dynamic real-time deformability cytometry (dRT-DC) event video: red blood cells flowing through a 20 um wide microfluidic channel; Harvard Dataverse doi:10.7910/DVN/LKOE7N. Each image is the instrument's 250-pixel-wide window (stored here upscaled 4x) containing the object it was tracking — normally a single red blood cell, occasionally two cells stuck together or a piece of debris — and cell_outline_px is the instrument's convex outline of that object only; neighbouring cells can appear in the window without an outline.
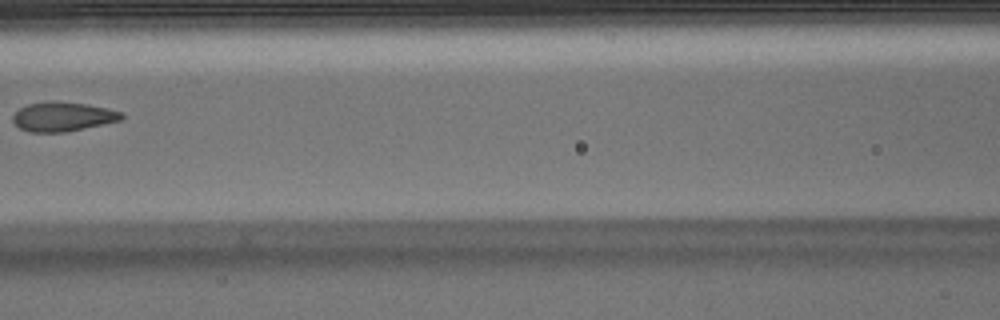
{"species": "Egyptian fruit bat (a non-hibernating species)", "species_latin": "Rousettus aegyptiacus", "temperature_condition": "warm", "stored_images_in_passage": 7, "camera_frame_rate_fps": 3000, "um_per_image_px": 0.085, "animal": {"sex": "male"}, "frame": {"image": 1, "passage_image": 7, "time_ms": 2.0, "image_size_px": [1000, 320], "cell_outline_px": [[124, 120], [68, 132], [28, 132], [20, 128], [12, 120], [12, 116], [20, 108], [28, 104], [88, 104], [124, 112]], "centroid_in_image_um": [5.42, 9.97], "position_along_channel_um": 161.2, "area_um2": 18.03}}